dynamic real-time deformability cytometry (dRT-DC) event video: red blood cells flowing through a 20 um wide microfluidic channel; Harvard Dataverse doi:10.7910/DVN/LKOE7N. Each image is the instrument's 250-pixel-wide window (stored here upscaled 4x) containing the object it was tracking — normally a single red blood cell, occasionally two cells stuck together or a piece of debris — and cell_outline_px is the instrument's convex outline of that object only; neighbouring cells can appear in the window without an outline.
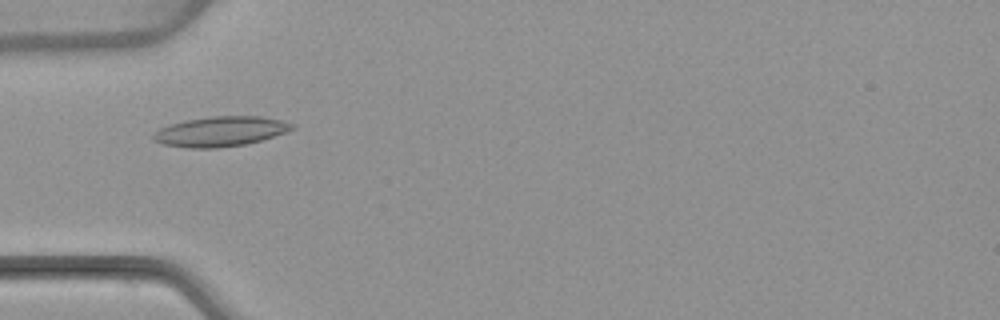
{"species": "common noctule bat (a hibernating species)", "species_latin": "Nyctalus noctula", "temperature_condition": "warm", "stored_images_in_passage": 54, "camera_frame_rate_fps": 3000, "um_per_image_px": 0.085, "animal": {"sex": "female", "body_mass_g": 22.7, "forearm_length_mm": 54.2}, "frame": {"image": 1, "passage_image": 18, "time_ms": 5.667, "image_size_px": [1000, 320], "cell_outline_px": [[296, 128], [248, 144], [216, 148], [188, 148], [164, 144], [152, 140], [152, 136], [160, 128], [168, 124], [184, 120], [212, 116], [260, 116], [280, 120], [296, 124]], "centroid_in_image_um": [18.72, 11.17], "position_along_channel_um": 66.3, "area_um2": 24.22}}
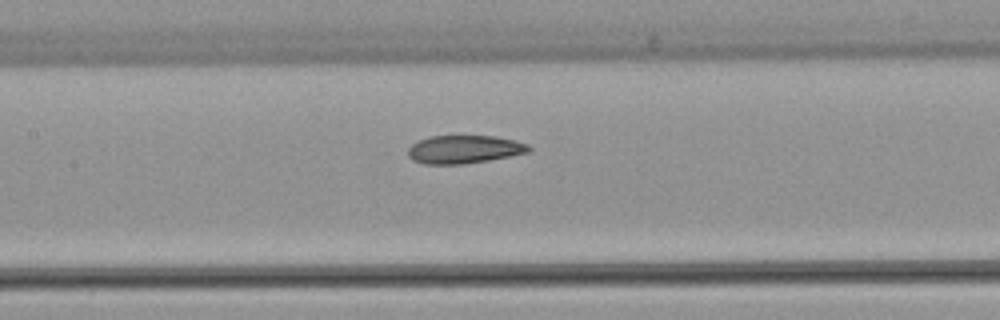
{"frame": {"image": 2, "passage_image": 26, "time_ms": 8.333, "image_size_px": [1000, 320], "cell_outline_px": [[532, 148], [528, 152], [488, 160], [460, 164], [424, 164], [412, 160], [408, 156], [408, 148], [416, 140], [432, 136], [496, 136], [516, 140], [528, 144]], "centroid_in_image_um": [39.43, 12.69], "position_along_channel_um": 168.0, "area_um2": 19.83}}
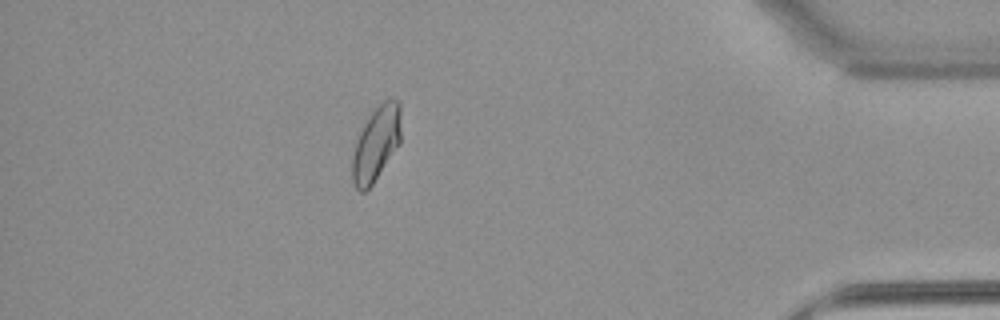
{"frame": {"image": 3, "passage_image": 48, "time_ms": 15.667, "image_size_px": [1000, 320], "cell_outline_px": [[400, 144], [372, 184], [364, 192], [360, 192], [356, 188], [352, 180], [352, 156], [356, 140], [364, 124], [372, 112], [384, 100], [392, 96], [400, 100]], "centroid_in_image_um": [31.98, 12.19], "position_along_channel_um": 403.2, "area_um2": 21.15}, "authors_computed_cell_mechanics": {"area_um2": 21.2126, "velocity_mm_per_s": 3.8185, "shape_relaxation_time_tau1_ms": null, "shape_relaxation_time_tau2_ms": 2.5902, "deformation_change_tau1": null, "deformation_change_tau2": 0.0744}}